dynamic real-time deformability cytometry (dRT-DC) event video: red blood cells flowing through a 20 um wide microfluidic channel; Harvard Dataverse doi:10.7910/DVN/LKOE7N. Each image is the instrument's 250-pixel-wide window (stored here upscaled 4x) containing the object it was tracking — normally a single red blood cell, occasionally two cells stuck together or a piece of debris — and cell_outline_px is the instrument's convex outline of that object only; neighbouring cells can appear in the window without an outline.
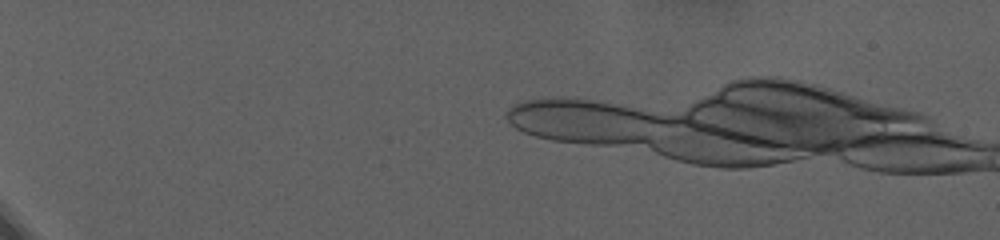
{"species": "human", "species_latin": "Homo sapiens", "temperature_condition": "warm", "stored_images_in_passage": 3, "camera_frame_rate_fps": 3000, "um_per_image_px": 0.085, "donor": {"sex": "female"}, "frame": {"image": 1, "passage_image": 1, "time_ms": 0.0, "image_size_px": [1000, 240], "cell_outline_px": [[788, 144], [784, 160], [764, 164], [708, 164], [528, 104], [596, 104], [696, 112]], "centroid_in_image_um": [57.71, 11.28], "position_along_channel_um": 27.3, "area_um2": 54.22}}